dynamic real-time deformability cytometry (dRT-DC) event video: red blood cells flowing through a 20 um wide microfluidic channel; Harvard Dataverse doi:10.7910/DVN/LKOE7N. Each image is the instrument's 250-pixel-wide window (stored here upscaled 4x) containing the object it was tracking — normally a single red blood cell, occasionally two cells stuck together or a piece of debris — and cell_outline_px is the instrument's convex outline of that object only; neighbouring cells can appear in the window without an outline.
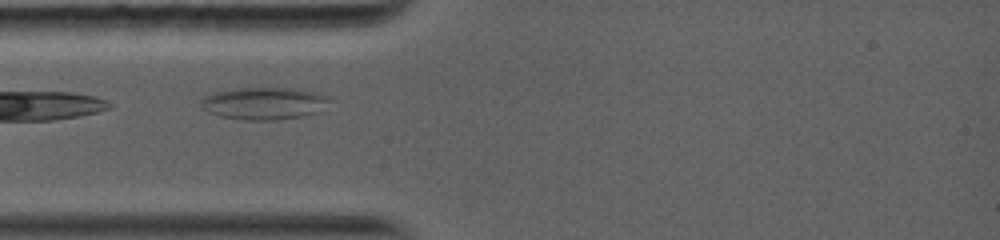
{"species": "common noctule bat (a hibernating species)", "species_latin": "Nyctalus noctula", "temperature_condition": "warm", "stored_images_in_passage": 33, "camera_frame_rate_fps": 5000, "um_per_image_px": 0.085, "animal": {"sex": "female", "body_mass_g": 19.0, "forearm_length_mm": 56.7}, "frame": {"image": 1, "passage_image": 3, "time_ms": 0.6, "image_size_px": [1000, 240], "cell_outline_px": [[328, 96], [320, 112], [304, 116], [276, 120], [244, 120], [220, 116], [208, 112], [200, 108], [200, 100], [204, 96], [216, 92], [236, 88], [296, 88], [320, 92]], "centroid_in_image_um": [22.41, 8.78], "position_along_channel_um": 62.6, "area_um2": 24.33}}
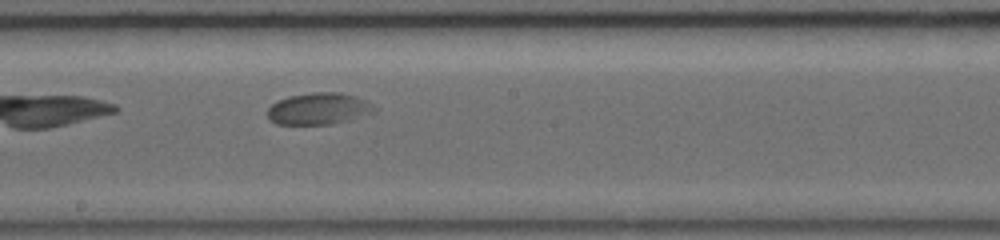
{"frame": {"image": 2, "passage_image": 17, "time_ms": 4.6, "image_size_px": [1000, 240], "cell_outline_px": [[380, 108], [376, 112], [348, 120], [332, 124], [276, 124], [268, 120], [268, 108], [276, 100], [288, 96], [312, 92], [340, 92], [356, 96]], "centroid_in_image_um": [27.1, 9.23], "position_along_channel_um": 221.1, "area_um2": 20.0}}
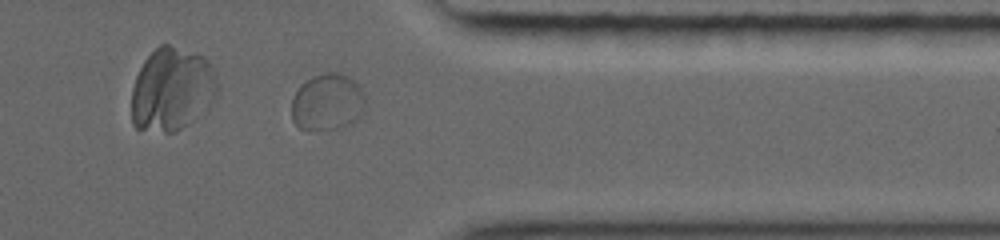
{"frame": {"image": 3, "passage_image": 28, "time_ms": 8.8, "image_size_px": [1000, 240], "cell_outline_px": [[364, 112], [352, 124], [344, 128], [300, 128], [292, 120], [292, 96], [312, 76], [324, 72], [336, 72], [348, 76], [360, 88], [364, 96]], "centroid_in_image_um": [27.85, 8.68], "position_along_channel_um": 383.5, "area_um2": 24.1}}